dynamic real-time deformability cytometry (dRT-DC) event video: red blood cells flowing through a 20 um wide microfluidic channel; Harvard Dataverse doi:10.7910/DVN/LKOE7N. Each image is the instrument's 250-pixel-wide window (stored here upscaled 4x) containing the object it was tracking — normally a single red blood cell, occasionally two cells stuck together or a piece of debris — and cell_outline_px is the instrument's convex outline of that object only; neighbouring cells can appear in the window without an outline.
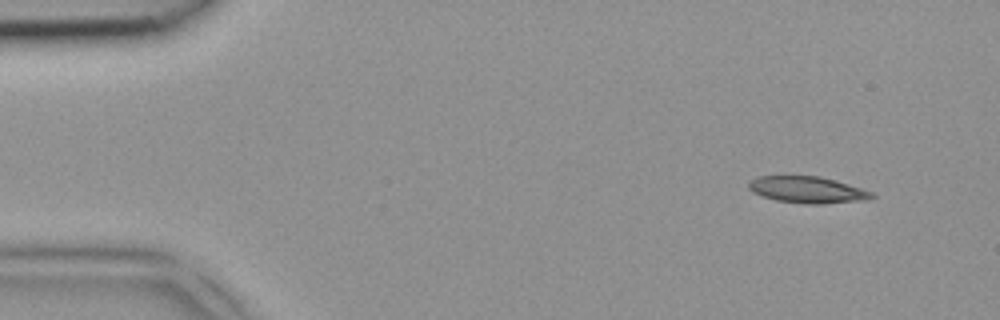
{"species": "common noctule bat (a hibernating species)", "species_latin": "Nyctalus noctula", "temperature_condition": "room temperature", "stored_images_in_passage": 4, "camera_frame_rate_fps": 3000, "um_per_image_px": 0.085, "animal": {"sex": "female", "body_mass_g": 18.4}, "frame": {"image": 1, "passage_image": 1, "time_ms": 0.0, "image_size_px": [1000, 320], "cell_outline_px": [[876, 196], [868, 200], [820, 204], [808, 204], [776, 200], [752, 192], [748, 188], [748, 180], [756, 176], [820, 176], [836, 180], [872, 192]], "centroid_in_image_um": [68.62, 16.12], "position_along_channel_um": 16.4, "area_um2": 19.13}}